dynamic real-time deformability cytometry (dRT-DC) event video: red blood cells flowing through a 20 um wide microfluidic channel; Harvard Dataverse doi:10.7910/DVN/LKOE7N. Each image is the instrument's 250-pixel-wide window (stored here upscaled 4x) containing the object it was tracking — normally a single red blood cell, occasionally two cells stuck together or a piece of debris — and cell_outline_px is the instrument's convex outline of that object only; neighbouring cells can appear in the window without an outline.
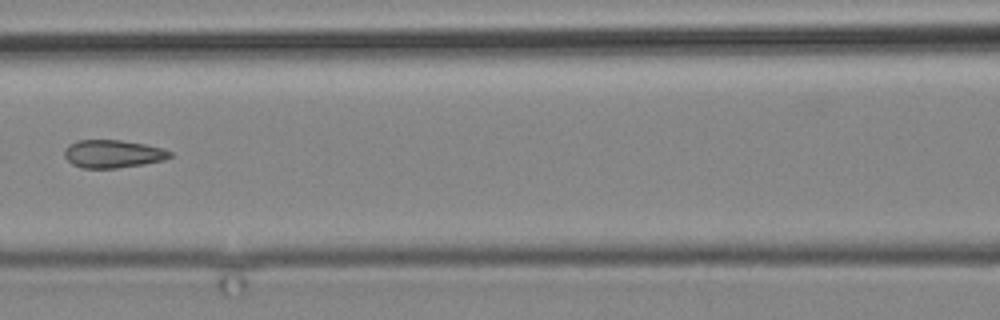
{"species": "common noctule bat (a hibernating species)", "species_latin": "Nyctalus noctula", "temperature_condition": "cold", "stored_images_in_passage": 7, "camera_frame_rate_fps": 3000, "um_per_image_px": 0.085, "animal": {"sex": "male", "body_mass_g": 19.2, "forearm_length_mm": 51.8}, "frame": {"image": 1, "passage_image": 3, "time_ms": 2.667, "image_size_px": [1000, 320], "cell_outline_px": [[172, 156], [164, 160], [144, 164], [116, 168], [84, 168], [72, 164], [64, 156], [64, 148], [68, 144], [76, 140], [120, 140], [144, 144], [164, 148], [172, 152]], "centroid_in_image_um": [9.59, 13.07], "position_along_channel_um": 157.0, "area_um2": 17.28}}
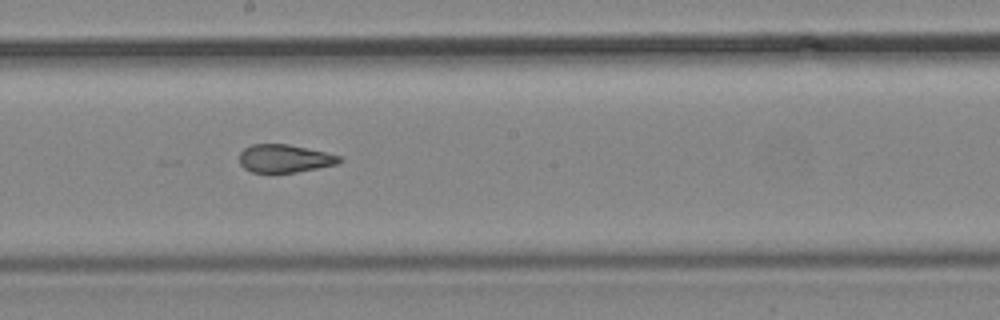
{"frame": {"image": 2, "passage_image": 5, "time_ms": 4.667, "image_size_px": [1000, 320], "cell_outline_px": [[344, 160], [336, 164], [296, 172], [252, 172], [244, 168], [240, 164], [240, 152], [244, 148], [252, 144], [288, 144], [324, 152], [340, 156]], "centroid_in_image_um": [24.17, 13.47], "position_along_channel_um": 224.0, "area_um2": 16.13}}
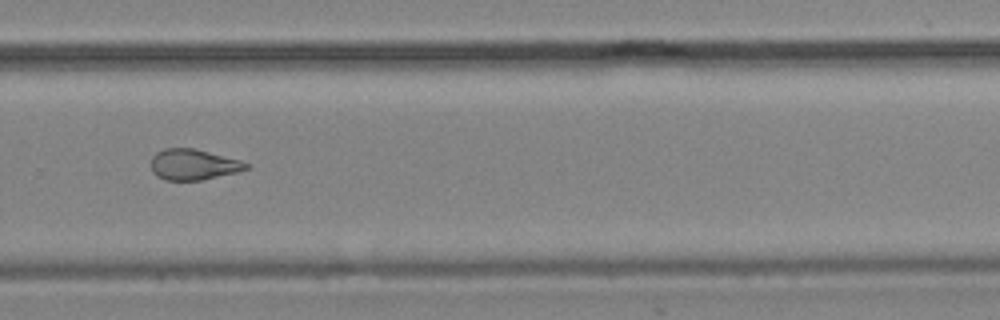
{"frame": {"image": 3, "passage_image": 7, "time_ms": 7.333, "image_size_px": [1000, 320], "cell_outline_px": [[248, 168], [240, 172], [200, 180], [164, 180], [156, 176], [152, 172], [152, 156], [156, 152], [164, 148], [196, 148], [240, 160], [248, 164]], "centroid_in_image_um": [16.43, 13.98], "position_along_channel_um": 313.4, "area_um2": 17.17}}